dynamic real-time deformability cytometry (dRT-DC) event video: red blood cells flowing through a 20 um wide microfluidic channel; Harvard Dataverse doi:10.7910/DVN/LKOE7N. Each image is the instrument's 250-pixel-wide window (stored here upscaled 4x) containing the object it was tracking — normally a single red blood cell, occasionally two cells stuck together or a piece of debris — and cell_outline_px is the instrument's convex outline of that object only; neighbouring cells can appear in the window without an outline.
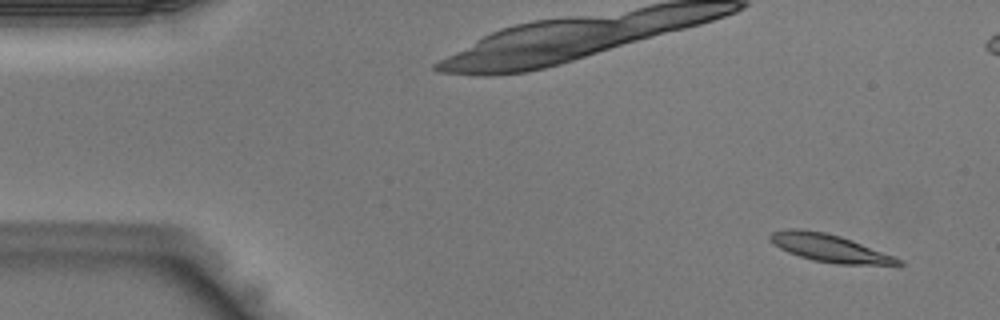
{"species": "Egyptian fruit bat (a non-hibernating species)", "species_latin": "Rousettus aegyptiacus", "temperature_condition": "warm", "stored_images_in_passage": 43, "camera_frame_rate_fps": 3000, "um_per_image_px": 0.085, "animal": {"sex": "male"}, "frame": {"image": 1, "passage_image": 2, "time_ms": 0.333, "image_size_px": [1000, 320], "cell_outline_px": [[904, 264], [836, 264], [812, 260], [788, 252], [780, 248], [768, 236], [772, 232], [788, 228], [800, 228], [824, 232], [840, 236], [852, 240], [904, 260]], "centroid_in_image_um": [70.5, 21.07], "position_along_channel_um": 14.5, "area_um2": 20.35}}
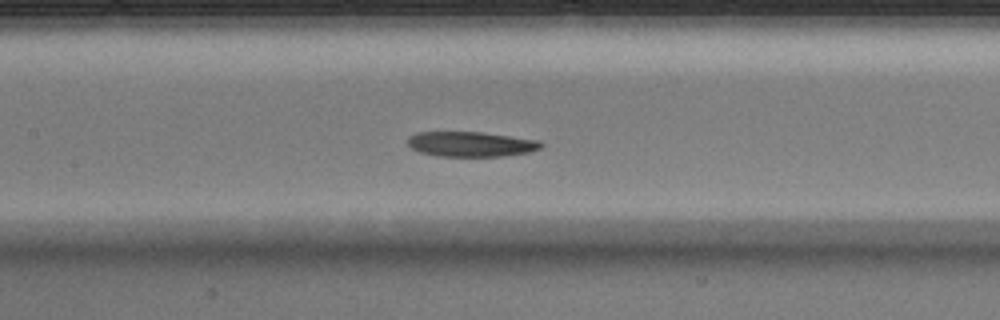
{"frame": {"image": 2, "passage_image": 19, "time_ms": 6.0, "image_size_px": [1000, 320], "cell_outline_px": [[544, 144], [540, 148], [528, 152], [504, 156], [436, 156], [420, 152], [412, 148], [408, 144], [408, 136], [416, 132], [480, 132], [540, 140]], "centroid_in_image_um": [40.02, 12.25], "position_along_channel_um": 167.4, "area_um2": 19.42}}
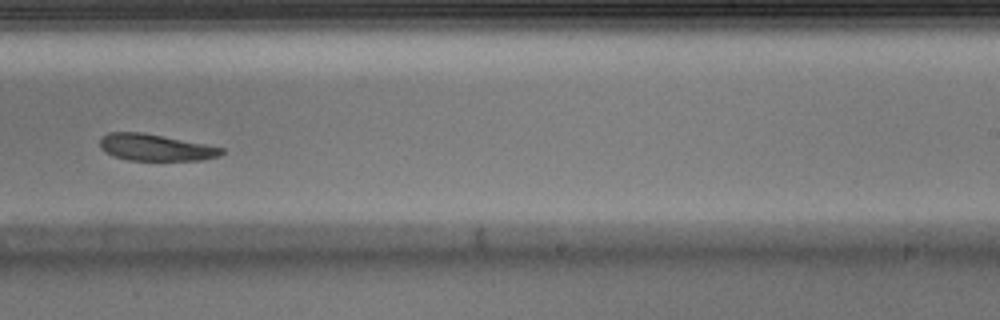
{"frame": {"image": 3, "passage_image": 26, "time_ms": 8.333, "image_size_px": [1000, 320], "cell_outline_px": [[224, 152], [220, 156], [204, 160], [128, 160], [112, 156], [104, 152], [100, 148], [100, 140], [108, 132], [144, 132], [224, 148]], "centroid_in_image_um": [13.21, 12.54], "position_along_channel_um": 275.8, "area_um2": 18.96}}